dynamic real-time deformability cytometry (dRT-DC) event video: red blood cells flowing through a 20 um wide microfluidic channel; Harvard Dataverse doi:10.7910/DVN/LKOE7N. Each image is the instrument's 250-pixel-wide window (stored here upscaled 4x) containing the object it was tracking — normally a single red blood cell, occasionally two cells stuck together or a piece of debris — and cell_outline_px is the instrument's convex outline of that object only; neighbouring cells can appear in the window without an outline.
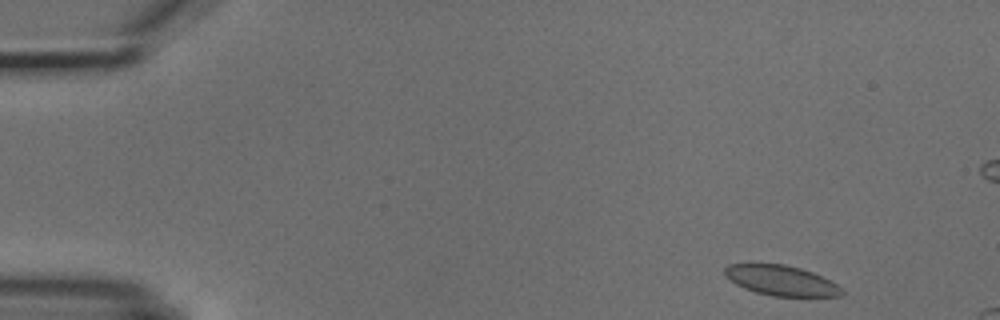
{"species": "common noctule bat (a hibernating species)", "species_latin": "Nyctalus noctula", "temperature_condition": "cold", "stored_images_in_passage": 5, "camera_frame_rate_fps": 3000, "um_per_image_px": 0.085, "animal": {"sex": "male", "body_mass_g": 18.8}, "frame": {"image": 1, "passage_image": 1, "time_ms": 0.0, "image_size_px": [1000, 320], "cell_outline_px": [[844, 292], [840, 296], [772, 296], [756, 292], [744, 288], [736, 284], [724, 276], [724, 268], [728, 264], [752, 260], [784, 264], [800, 268], [812, 272], [844, 288]], "centroid_in_image_um": [66.3, 23.78], "position_along_channel_um": 18.7, "area_um2": 21.27}}